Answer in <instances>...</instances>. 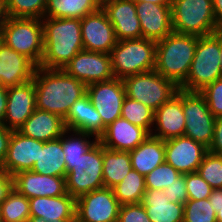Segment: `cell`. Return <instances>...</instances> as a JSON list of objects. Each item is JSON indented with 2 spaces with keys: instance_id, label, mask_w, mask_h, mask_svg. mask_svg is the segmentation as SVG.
I'll return each instance as SVG.
<instances>
[{
  "instance_id": "obj_41",
  "label": "cell",
  "mask_w": 222,
  "mask_h": 222,
  "mask_svg": "<svg viewBox=\"0 0 222 222\" xmlns=\"http://www.w3.org/2000/svg\"><path fill=\"white\" fill-rule=\"evenodd\" d=\"M200 93L204 96L212 115L215 118L222 116V77L208 84Z\"/></svg>"
},
{
  "instance_id": "obj_32",
  "label": "cell",
  "mask_w": 222,
  "mask_h": 222,
  "mask_svg": "<svg viewBox=\"0 0 222 222\" xmlns=\"http://www.w3.org/2000/svg\"><path fill=\"white\" fill-rule=\"evenodd\" d=\"M112 190L120 205L141 203L146 192L145 176L131 169Z\"/></svg>"
},
{
  "instance_id": "obj_38",
  "label": "cell",
  "mask_w": 222,
  "mask_h": 222,
  "mask_svg": "<svg viewBox=\"0 0 222 222\" xmlns=\"http://www.w3.org/2000/svg\"><path fill=\"white\" fill-rule=\"evenodd\" d=\"M183 222H217L209 199L190 200L184 204Z\"/></svg>"
},
{
  "instance_id": "obj_28",
  "label": "cell",
  "mask_w": 222,
  "mask_h": 222,
  "mask_svg": "<svg viewBox=\"0 0 222 222\" xmlns=\"http://www.w3.org/2000/svg\"><path fill=\"white\" fill-rule=\"evenodd\" d=\"M64 156L62 136L47 142L39 141L38 160L34 163L31 171L41 175L66 178L67 171Z\"/></svg>"
},
{
  "instance_id": "obj_40",
  "label": "cell",
  "mask_w": 222,
  "mask_h": 222,
  "mask_svg": "<svg viewBox=\"0 0 222 222\" xmlns=\"http://www.w3.org/2000/svg\"><path fill=\"white\" fill-rule=\"evenodd\" d=\"M185 184L190 200L209 198L213 188L199 175L198 172L186 173Z\"/></svg>"
},
{
  "instance_id": "obj_35",
  "label": "cell",
  "mask_w": 222,
  "mask_h": 222,
  "mask_svg": "<svg viewBox=\"0 0 222 222\" xmlns=\"http://www.w3.org/2000/svg\"><path fill=\"white\" fill-rule=\"evenodd\" d=\"M121 117L134 125L146 129L151 134L154 126V111L142 102L126 96L122 105Z\"/></svg>"
},
{
  "instance_id": "obj_19",
  "label": "cell",
  "mask_w": 222,
  "mask_h": 222,
  "mask_svg": "<svg viewBox=\"0 0 222 222\" xmlns=\"http://www.w3.org/2000/svg\"><path fill=\"white\" fill-rule=\"evenodd\" d=\"M142 38L159 41L173 32L171 6L135 2Z\"/></svg>"
},
{
  "instance_id": "obj_21",
  "label": "cell",
  "mask_w": 222,
  "mask_h": 222,
  "mask_svg": "<svg viewBox=\"0 0 222 222\" xmlns=\"http://www.w3.org/2000/svg\"><path fill=\"white\" fill-rule=\"evenodd\" d=\"M151 134L144 128L119 117L106 127L99 142L107 149L129 152L145 141Z\"/></svg>"
},
{
  "instance_id": "obj_14",
  "label": "cell",
  "mask_w": 222,
  "mask_h": 222,
  "mask_svg": "<svg viewBox=\"0 0 222 222\" xmlns=\"http://www.w3.org/2000/svg\"><path fill=\"white\" fill-rule=\"evenodd\" d=\"M84 50L110 54L116 45L114 28L102 7L81 18Z\"/></svg>"
},
{
  "instance_id": "obj_51",
  "label": "cell",
  "mask_w": 222,
  "mask_h": 222,
  "mask_svg": "<svg viewBox=\"0 0 222 222\" xmlns=\"http://www.w3.org/2000/svg\"><path fill=\"white\" fill-rule=\"evenodd\" d=\"M134 2H151L159 5L172 6L173 0H133Z\"/></svg>"
},
{
  "instance_id": "obj_9",
  "label": "cell",
  "mask_w": 222,
  "mask_h": 222,
  "mask_svg": "<svg viewBox=\"0 0 222 222\" xmlns=\"http://www.w3.org/2000/svg\"><path fill=\"white\" fill-rule=\"evenodd\" d=\"M122 81L127 97L142 102L154 112L176 95L179 89L173 81L164 78L155 69L129 76Z\"/></svg>"
},
{
  "instance_id": "obj_2",
  "label": "cell",
  "mask_w": 222,
  "mask_h": 222,
  "mask_svg": "<svg viewBox=\"0 0 222 222\" xmlns=\"http://www.w3.org/2000/svg\"><path fill=\"white\" fill-rule=\"evenodd\" d=\"M43 24L44 52L40 67L62 69L84 49L81 34V19L48 18Z\"/></svg>"
},
{
  "instance_id": "obj_55",
  "label": "cell",
  "mask_w": 222,
  "mask_h": 222,
  "mask_svg": "<svg viewBox=\"0 0 222 222\" xmlns=\"http://www.w3.org/2000/svg\"><path fill=\"white\" fill-rule=\"evenodd\" d=\"M3 44V30L0 29V46Z\"/></svg>"
},
{
  "instance_id": "obj_11",
  "label": "cell",
  "mask_w": 222,
  "mask_h": 222,
  "mask_svg": "<svg viewBox=\"0 0 222 222\" xmlns=\"http://www.w3.org/2000/svg\"><path fill=\"white\" fill-rule=\"evenodd\" d=\"M87 95L103 123V133L107 126L121 117L123 101L126 97L124 83L113 78L108 81L87 85Z\"/></svg>"
},
{
  "instance_id": "obj_39",
  "label": "cell",
  "mask_w": 222,
  "mask_h": 222,
  "mask_svg": "<svg viewBox=\"0 0 222 222\" xmlns=\"http://www.w3.org/2000/svg\"><path fill=\"white\" fill-rule=\"evenodd\" d=\"M181 175L173 166L163 162L145 176V187L146 189L164 190Z\"/></svg>"
},
{
  "instance_id": "obj_42",
  "label": "cell",
  "mask_w": 222,
  "mask_h": 222,
  "mask_svg": "<svg viewBox=\"0 0 222 222\" xmlns=\"http://www.w3.org/2000/svg\"><path fill=\"white\" fill-rule=\"evenodd\" d=\"M117 222H151L144 206L138 204L120 205Z\"/></svg>"
},
{
  "instance_id": "obj_34",
  "label": "cell",
  "mask_w": 222,
  "mask_h": 222,
  "mask_svg": "<svg viewBox=\"0 0 222 222\" xmlns=\"http://www.w3.org/2000/svg\"><path fill=\"white\" fill-rule=\"evenodd\" d=\"M70 132L73 133L71 134ZM94 136L90 133L66 129L62 134V148L65 161H76L83 154H86L99 141V138ZM90 137L94 139L91 141Z\"/></svg>"
},
{
  "instance_id": "obj_18",
  "label": "cell",
  "mask_w": 222,
  "mask_h": 222,
  "mask_svg": "<svg viewBox=\"0 0 222 222\" xmlns=\"http://www.w3.org/2000/svg\"><path fill=\"white\" fill-rule=\"evenodd\" d=\"M101 7L114 28L117 41L142 38L140 21L133 0H110Z\"/></svg>"
},
{
  "instance_id": "obj_12",
  "label": "cell",
  "mask_w": 222,
  "mask_h": 222,
  "mask_svg": "<svg viewBox=\"0 0 222 222\" xmlns=\"http://www.w3.org/2000/svg\"><path fill=\"white\" fill-rule=\"evenodd\" d=\"M119 208L113 190L102 187L76 199L75 219L79 222H117Z\"/></svg>"
},
{
  "instance_id": "obj_52",
  "label": "cell",
  "mask_w": 222,
  "mask_h": 222,
  "mask_svg": "<svg viewBox=\"0 0 222 222\" xmlns=\"http://www.w3.org/2000/svg\"><path fill=\"white\" fill-rule=\"evenodd\" d=\"M74 219H59L52 222H72ZM27 222H46L44 218L31 216Z\"/></svg>"
},
{
  "instance_id": "obj_29",
  "label": "cell",
  "mask_w": 222,
  "mask_h": 222,
  "mask_svg": "<svg viewBox=\"0 0 222 222\" xmlns=\"http://www.w3.org/2000/svg\"><path fill=\"white\" fill-rule=\"evenodd\" d=\"M132 169L146 176L165 162V140L149 136L135 149L129 151Z\"/></svg>"
},
{
  "instance_id": "obj_13",
  "label": "cell",
  "mask_w": 222,
  "mask_h": 222,
  "mask_svg": "<svg viewBox=\"0 0 222 222\" xmlns=\"http://www.w3.org/2000/svg\"><path fill=\"white\" fill-rule=\"evenodd\" d=\"M62 69L86 85L114 78L110 54L84 49Z\"/></svg>"
},
{
  "instance_id": "obj_15",
  "label": "cell",
  "mask_w": 222,
  "mask_h": 222,
  "mask_svg": "<svg viewBox=\"0 0 222 222\" xmlns=\"http://www.w3.org/2000/svg\"><path fill=\"white\" fill-rule=\"evenodd\" d=\"M208 148L186 136L165 140V162L181 174L197 172Z\"/></svg>"
},
{
  "instance_id": "obj_36",
  "label": "cell",
  "mask_w": 222,
  "mask_h": 222,
  "mask_svg": "<svg viewBox=\"0 0 222 222\" xmlns=\"http://www.w3.org/2000/svg\"><path fill=\"white\" fill-rule=\"evenodd\" d=\"M7 17L44 18L47 0H5Z\"/></svg>"
},
{
  "instance_id": "obj_54",
  "label": "cell",
  "mask_w": 222,
  "mask_h": 222,
  "mask_svg": "<svg viewBox=\"0 0 222 222\" xmlns=\"http://www.w3.org/2000/svg\"><path fill=\"white\" fill-rule=\"evenodd\" d=\"M217 222H222V207L219 209V212L216 213Z\"/></svg>"
},
{
  "instance_id": "obj_56",
  "label": "cell",
  "mask_w": 222,
  "mask_h": 222,
  "mask_svg": "<svg viewBox=\"0 0 222 222\" xmlns=\"http://www.w3.org/2000/svg\"><path fill=\"white\" fill-rule=\"evenodd\" d=\"M99 2V4L102 6L105 2H108L110 0H97Z\"/></svg>"
},
{
  "instance_id": "obj_6",
  "label": "cell",
  "mask_w": 222,
  "mask_h": 222,
  "mask_svg": "<svg viewBox=\"0 0 222 222\" xmlns=\"http://www.w3.org/2000/svg\"><path fill=\"white\" fill-rule=\"evenodd\" d=\"M65 162L67 193L75 199L104 187L103 146L99 141L76 161Z\"/></svg>"
},
{
  "instance_id": "obj_50",
  "label": "cell",
  "mask_w": 222,
  "mask_h": 222,
  "mask_svg": "<svg viewBox=\"0 0 222 222\" xmlns=\"http://www.w3.org/2000/svg\"><path fill=\"white\" fill-rule=\"evenodd\" d=\"M7 19L5 0H0V29L4 27Z\"/></svg>"
},
{
  "instance_id": "obj_3",
  "label": "cell",
  "mask_w": 222,
  "mask_h": 222,
  "mask_svg": "<svg viewBox=\"0 0 222 222\" xmlns=\"http://www.w3.org/2000/svg\"><path fill=\"white\" fill-rule=\"evenodd\" d=\"M199 36L172 32L156 42L155 70L180 87L187 79Z\"/></svg>"
},
{
  "instance_id": "obj_17",
  "label": "cell",
  "mask_w": 222,
  "mask_h": 222,
  "mask_svg": "<svg viewBox=\"0 0 222 222\" xmlns=\"http://www.w3.org/2000/svg\"><path fill=\"white\" fill-rule=\"evenodd\" d=\"M13 188L28 199L68 194L65 177L41 175L31 170L14 174Z\"/></svg>"
},
{
  "instance_id": "obj_1",
  "label": "cell",
  "mask_w": 222,
  "mask_h": 222,
  "mask_svg": "<svg viewBox=\"0 0 222 222\" xmlns=\"http://www.w3.org/2000/svg\"><path fill=\"white\" fill-rule=\"evenodd\" d=\"M33 81L36 109L59 115L63 119L76 100L87 94V85L63 69L36 67Z\"/></svg>"
},
{
  "instance_id": "obj_37",
  "label": "cell",
  "mask_w": 222,
  "mask_h": 222,
  "mask_svg": "<svg viewBox=\"0 0 222 222\" xmlns=\"http://www.w3.org/2000/svg\"><path fill=\"white\" fill-rule=\"evenodd\" d=\"M197 172L213 189L222 188V155L208 151Z\"/></svg>"
},
{
  "instance_id": "obj_5",
  "label": "cell",
  "mask_w": 222,
  "mask_h": 222,
  "mask_svg": "<svg viewBox=\"0 0 222 222\" xmlns=\"http://www.w3.org/2000/svg\"><path fill=\"white\" fill-rule=\"evenodd\" d=\"M221 77L220 32L199 37L187 79L179 88L200 92Z\"/></svg>"
},
{
  "instance_id": "obj_8",
  "label": "cell",
  "mask_w": 222,
  "mask_h": 222,
  "mask_svg": "<svg viewBox=\"0 0 222 222\" xmlns=\"http://www.w3.org/2000/svg\"><path fill=\"white\" fill-rule=\"evenodd\" d=\"M2 30L3 42L7 46L40 66L44 52L41 19L7 17Z\"/></svg>"
},
{
  "instance_id": "obj_43",
  "label": "cell",
  "mask_w": 222,
  "mask_h": 222,
  "mask_svg": "<svg viewBox=\"0 0 222 222\" xmlns=\"http://www.w3.org/2000/svg\"><path fill=\"white\" fill-rule=\"evenodd\" d=\"M166 197H169L170 202L185 204L188 200V194L185 184V174L178 177L172 185H169L163 190Z\"/></svg>"
},
{
  "instance_id": "obj_7",
  "label": "cell",
  "mask_w": 222,
  "mask_h": 222,
  "mask_svg": "<svg viewBox=\"0 0 222 222\" xmlns=\"http://www.w3.org/2000/svg\"><path fill=\"white\" fill-rule=\"evenodd\" d=\"M171 16L175 33L201 37L217 32L212 0H173Z\"/></svg>"
},
{
  "instance_id": "obj_53",
  "label": "cell",
  "mask_w": 222,
  "mask_h": 222,
  "mask_svg": "<svg viewBox=\"0 0 222 222\" xmlns=\"http://www.w3.org/2000/svg\"><path fill=\"white\" fill-rule=\"evenodd\" d=\"M220 70L222 73V32H220Z\"/></svg>"
},
{
  "instance_id": "obj_48",
  "label": "cell",
  "mask_w": 222,
  "mask_h": 222,
  "mask_svg": "<svg viewBox=\"0 0 222 222\" xmlns=\"http://www.w3.org/2000/svg\"><path fill=\"white\" fill-rule=\"evenodd\" d=\"M217 32H222V0H212Z\"/></svg>"
},
{
  "instance_id": "obj_16",
  "label": "cell",
  "mask_w": 222,
  "mask_h": 222,
  "mask_svg": "<svg viewBox=\"0 0 222 222\" xmlns=\"http://www.w3.org/2000/svg\"><path fill=\"white\" fill-rule=\"evenodd\" d=\"M36 91L33 79L7 88V105L3 125L12 131L25 123L36 109Z\"/></svg>"
},
{
  "instance_id": "obj_30",
  "label": "cell",
  "mask_w": 222,
  "mask_h": 222,
  "mask_svg": "<svg viewBox=\"0 0 222 222\" xmlns=\"http://www.w3.org/2000/svg\"><path fill=\"white\" fill-rule=\"evenodd\" d=\"M132 169L129 152L115 151L103 146V183L104 187L118 185Z\"/></svg>"
},
{
  "instance_id": "obj_25",
  "label": "cell",
  "mask_w": 222,
  "mask_h": 222,
  "mask_svg": "<svg viewBox=\"0 0 222 222\" xmlns=\"http://www.w3.org/2000/svg\"><path fill=\"white\" fill-rule=\"evenodd\" d=\"M66 129L90 133L95 137L103 134V123L100 114L92 105L89 96L86 94L71 106V109L64 119Z\"/></svg>"
},
{
  "instance_id": "obj_24",
  "label": "cell",
  "mask_w": 222,
  "mask_h": 222,
  "mask_svg": "<svg viewBox=\"0 0 222 222\" xmlns=\"http://www.w3.org/2000/svg\"><path fill=\"white\" fill-rule=\"evenodd\" d=\"M65 130L64 119L59 115L35 109L18 132L26 137L47 142L60 138Z\"/></svg>"
},
{
  "instance_id": "obj_27",
  "label": "cell",
  "mask_w": 222,
  "mask_h": 222,
  "mask_svg": "<svg viewBox=\"0 0 222 222\" xmlns=\"http://www.w3.org/2000/svg\"><path fill=\"white\" fill-rule=\"evenodd\" d=\"M141 204L151 222H183L184 204L170 202L163 190L146 189Z\"/></svg>"
},
{
  "instance_id": "obj_23",
  "label": "cell",
  "mask_w": 222,
  "mask_h": 222,
  "mask_svg": "<svg viewBox=\"0 0 222 222\" xmlns=\"http://www.w3.org/2000/svg\"><path fill=\"white\" fill-rule=\"evenodd\" d=\"M36 65L4 42L0 46V85L13 87L33 79Z\"/></svg>"
},
{
  "instance_id": "obj_10",
  "label": "cell",
  "mask_w": 222,
  "mask_h": 222,
  "mask_svg": "<svg viewBox=\"0 0 222 222\" xmlns=\"http://www.w3.org/2000/svg\"><path fill=\"white\" fill-rule=\"evenodd\" d=\"M182 109L186 120L184 136L209 149L214 137L216 118L210 112L204 96L199 91L182 89Z\"/></svg>"
},
{
  "instance_id": "obj_33",
  "label": "cell",
  "mask_w": 222,
  "mask_h": 222,
  "mask_svg": "<svg viewBox=\"0 0 222 222\" xmlns=\"http://www.w3.org/2000/svg\"><path fill=\"white\" fill-rule=\"evenodd\" d=\"M30 217L29 199L13 188L0 205V221L27 222Z\"/></svg>"
},
{
  "instance_id": "obj_22",
  "label": "cell",
  "mask_w": 222,
  "mask_h": 222,
  "mask_svg": "<svg viewBox=\"0 0 222 222\" xmlns=\"http://www.w3.org/2000/svg\"><path fill=\"white\" fill-rule=\"evenodd\" d=\"M39 140L24 136L18 131H13L9 140L8 152L2 171L14 175L22 171L32 170L38 160Z\"/></svg>"
},
{
  "instance_id": "obj_47",
  "label": "cell",
  "mask_w": 222,
  "mask_h": 222,
  "mask_svg": "<svg viewBox=\"0 0 222 222\" xmlns=\"http://www.w3.org/2000/svg\"><path fill=\"white\" fill-rule=\"evenodd\" d=\"M208 199L215 213L219 212L222 207V188L213 189Z\"/></svg>"
},
{
  "instance_id": "obj_49",
  "label": "cell",
  "mask_w": 222,
  "mask_h": 222,
  "mask_svg": "<svg viewBox=\"0 0 222 222\" xmlns=\"http://www.w3.org/2000/svg\"><path fill=\"white\" fill-rule=\"evenodd\" d=\"M7 105V87L0 85V124H3Z\"/></svg>"
},
{
  "instance_id": "obj_26",
  "label": "cell",
  "mask_w": 222,
  "mask_h": 222,
  "mask_svg": "<svg viewBox=\"0 0 222 222\" xmlns=\"http://www.w3.org/2000/svg\"><path fill=\"white\" fill-rule=\"evenodd\" d=\"M30 216L41 217L46 222L59 219H75L76 199L70 194L56 197H33L29 199Z\"/></svg>"
},
{
  "instance_id": "obj_44",
  "label": "cell",
  "mask_w": 222,
  "mask_h": 222,
  "mask_svg": "<svg viewBox=\"0 0 222 222\" xmlns=\"http://www.w3.org/2000/svg\"><path fill=\"white\" fill-rule=\"evenodd\" d=\"M208 151L214 154L222 155V116L216 117L214 137Z\"/></svg>"
},
{
  "instance_id": "obj_4",
  "label": "cell",
  "mask_w": 222,
  "mask_h": 222,
  "mask_svg": "<svg viewBox=\"0 0 222 222\" xmlns=\"http://www.w3.org/2000/svg\"><path fill=\"white\" fill-rule=\"evenodd\" d=\"M110 58L113 75L121 80L152 71L156 65V41L145 38L117 41Z\"/></svg>"
},
{
  "instance_id": "obj_20",
  "label": "cell",
  "mask_w": 222,
  "mask_h": 222,
  "mask_svg": "<svg viewBox=\"0 0 222 222\" xmlns=\"http://www.w3.org/2000/svg\"><path fill=\"white\" fill-rule=\"evenodd\" d=\"M184 117L182 89L179 88L176 95L154 112L153 125L155 126H153L151 136L162 140L184 136L186 121Z\"/></svg>"
},
{
  "instance_id": "obj_31",
  "label": "cell",
  "mask_w": 222,
  "mask_h": 222,
  "mask_svg": "<svg viewBox=\"0 0 222 222\" xmlns=\"http://www.w3.org/2000/svg\"><path fill=\"white\" fill-rule=\"evenodd\" d=\"M100 8L97 0H47L44 17L81 19Z\"/></svg>"
},
{
  "instance_id": "obj_46",
  "label": "cell",
  "mask_w": 222,
  "mask_h": 222,
  "mask_svg": "<svg viewBox=\"0 0 222 222\" xmlns=\"http://www.w3.org/2000/svg\"><path fill=\"white\" fill-rule=\"evenodd\" d=\"M13 190V176L0 169V205Z\"/></svg>"
},
{
  "instance_id": "obj_45",
  "label": "cell",
  "mask_w": 222,
  "mask_h": 222,
  "mask_svg": "<svg viewBox=\"0 0 222 222\" xmlns=\"http://www.w3.org/2000/svg\"><path fill=\"white\" fill-rule=\"evenodd\" d=\"M12 132V130L8 129L3 124H0V167L3 165L6 159L9 140Z\"/></svg>"
}]
</instances>
